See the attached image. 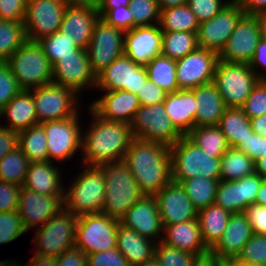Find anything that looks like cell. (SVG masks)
<instances>
[{
  "instance_id": "6da1fadb",
  "label": "cell",
  "mask_w": 266,
  "mask_h": 266,
  "mask_svg": "<svg viewBox=\"0 0 266 266\" xmlns=\"http://www.w3.org/2000/svg\"><path fill=\"white\" fill-rule=\"evenodd\" d=\"M92 122L82 133L83 166H101L122 161L134 139L129 123L109 121L99 117L90 107Z\"/></svg>"
},
{
  "instance_id": "7a4b0ae2",
  "label": "cell",
  "mask_w": 266,
  "mask_h": 266,
  "mask_svg": "<svg viewBox=\"0 0 266 266\" xmlns=\"http://www.w3.org/2000/svg\"><path fill=\"white\" fill-rule=\"evenodd\" d=\"M145 195H154L172 181L170 146L134 138L123 159Z\"/></svg>"
},
{
  "instance_id": "3957f363",
  "label": "cell",
  "mask_w": 266,
  "mask_h": 266,
  "mask_svg": "<svg viewBox=\"0 0 266 266\" xmlns=\"http://www.w3.org/2000/svg\"><path fill=\"white\" fill-rule=\"evenodd\" d=\"M99 167L105 177V200L101 213L120 220L145 194L123 160Z\"/></svg>"
},
{
  "instance_id": "277c9868",
  "label": "cell",
  "mask_w": 266,
  "mask_h": 266,
  "mask_svg": "<svg viewBox=\"0 0 266 266\" xmlns=\"http://www.w3.org/2000/svg\"><path fill=\"white\" fill-rule=\"evenodd\" d=\"M82 169L69 185L70 188L65 187L64 190L63 208L77 217L101 213L105 200V177L102 169L86 165Z\"/></svg>"
},
{
  "instance_id": "5b68a950",
  "label": "cell",
  "mask_w": 266,
  "mask_h": 266,
  "mask_svg": "<svg viewBox=\"0 0 266 266\" xmlns=\"http://www.w3.org/2000/svg\"><path fill=\"white\" fill-rule=\"evenodd\" d=\"M170 156L173 182L180 183L197 176L220 179V158L210 157L187 136L170 146Z\"/></svg>"
},
{
  "instance_id": "8992f818",
  "label": "cell",
  "mask_w": 266,
  "mask_h": 266,
  "mask_svg": "<svg viewBox=\"0 0 266 266\" xmlns=\"http://www.w3.org/2000/svg\"><path fill=\"white\" fill-rule=\"evenodd\" d=\"M12 74L23 90L40 87L53 81V68L37 41L27 40L7 60Z\"/></svg>"
},
{
  "instance_id": "52a82bcc",
  "label": "cell",
  "mask_w": 266,
  "mask_h": 266,
  "mask_svg": "<svg viewBox=\"0 0 266 266\" xmlns=\"http://www.w3.org/2000/svg\"><path fill=\"white\" fill-rule=\"evenodd\" d=\"M120 220L107 214L95 213L78 217L75 247L86 255L117 248Z\"/></svg>"
},
{
  "instance_id": "ba28073f",
  "label": "cell",
  "mask_w": 266,
  "mask_h": 266,
  "mask_svg": "<svg viewBox=\"0 0 266 266\" xmlns=\"http://www.w3.org/2000/svg\"><path fill=\"white\" fill-rule=\"evenodd\" d=\"M258 81L249 64L217 62L213 82L227 107L240 108Z\"/></svg>"
},
{
  "instance_id": "9c48e42d",
  "label": "cell",
  "mask_w": 266,
  "mask_h": 266,
  "mask_svg": "<svg viewBox=\"0 0 266 266\" xmlns=\"http://www.w3.org/2000/svg\"><path fill=\"white\" fill-rule=\"evenodd\" d=\"M78 217L61 209L45 224L35 229L33 244L36 254L58 257L66 250L75 247V233Z\"/></svg>"
},
{
  "instance_id": "30bf717a",
  "label": "cell",
  "mask_w": 266,
  "mask_h": 266,
  "mask_svg": "<svg viewBox=\"0 0 266 266\" xmlns=\"http://www.w3.org/2000/svg\"><path fill=\"white\" fill-rule=\"evenodd\" d=\"M29 91L34 99L38 124L74 117L80 110L79 94L72 88L52 82Z\"/></svg>"
},
{
  "instance_id": "8fae6325",
  "label": "cell",
  "mask_w": 266,
  "mask_h": 266,
  "mask_svg": "<svg viewBox=\"0 0 266 266\" xmlns=\"http://www.w3.org/2000/svg\"><path fill=\"white\" fill-rule=\"evenodd\" d=\"M132 135L136 139L174 145L182 135L172 125L164 103L140 105L130 123Z\"/></svg>"
},
{
  "instance_id": "7c38bea8",
  "label": "cell",
  "mask_w": 266,
  "mask_h": 266,
  "mask_svg": "<svg viewBox=\"0 0 266 266\" xmlns=\"http://www.w3.org/2000/svg\"><path fill=\"white\" fill-rule=\"evenodd\" d=\"M79 113L74 117L40 123L47 139L49 161H68L82 150V133Z\"/></svg>"
},
{
  "instance_id": "4fadbf2b",
  "label": "cell",
  "mask_w": 266,
  "mask_h": 266,
  "mask_svg": "<svg viewBox=\"0 0 266 266\" xmlns=\"http://www.w3.org/2000/svg\"><path fill=\"white\" fill-rule=\"evenodd\" d=\"M124 34V31L106 24L100 18L96 22L86 49L91 69L96 76L124 55Z\"/></svg>"
},
{
  "instance_id": "5bb4252c",
  "label": "cell",
  "mask_w": 266,
  "mask_h": 266,
  "mask_svg": "<svg viewBox=\"0 0 266 266\" xmlns=\"http://www.w3.org/2000/svg\"><path fill=\"white\" fill-rule=\"evenodd\" d=\"M244 14L238 1H230L210 20L199 24L197 31L198 47L219 54Z\"/></svg>"
},
{
  "instance_id": "9a60e30c",
  "label": "cell",
  "mask_w": 266,
  "mask_h": 266,
  "mask_svg": "<svg viewBox=\"0 0 266 266\" xmlns=\"http://www.w3.org/2000/svg\"><path fill=\"white\" fill-rule=\"evenodd\" d=\"M66 8L62 0H28L23 21L27 40L38 41L59 31Z\"/></svg>"
},
{
  "instance_id": "2e32d148",
  "label": "cell",
  "mask_w": 266,
  "mask_h": 266,
  "mask_svg": "<svg viewBox=\"0 0 266 266\" xmlns=\"http://www.w3.org/2000/svg\"><path fill=\"white\" fill-rule=\"evenodd\" d=\"M147 78L145 66L122 55L96 76L95 90H125L136 95Z\"/></svg>"
},
{
  "instance_id": "e0dca14e",
  "label": "cell",
  "mask_w": 266,
  "mask_h": 266,
  "mask_svg": "<svg viewBox=\"0 0 266 266\" xmlns=\"http://www.w3.org/2000/svg\"><path fill=\"white\" fill-rule=\"evenodd\" d=\"M219 55L209 49L197 48L176 60V80L179 90L194 89L214 80Z\"/></svg>"
},
{
  "instance_id": "ac0fdd59",
  "label": "cell",
  "mask_w": 266,
  "mask_h": 266,
  "mask_svg": "<svg viewBox=\"0 0 266 266\" xmlns=\"http://www.w3.org/2000/svg\"><path fill=\"white\" fill-rule=\"evenodd\" d=\"M261 34L255 15L244 14L238 21L225 47L218 54L219 60L249 64Z\"/></svg>"
},
{
  "instance_id": "d6986e66",
  "label": "cell",
  "mask_w": 266,
  "mask_h": 266,
  "mask_svg": "<svg viewBox=\"0 0 266 266\" xmlns=\"http://www.w3.org/2000/svg\"><path fill=\"white\" fill-rule=\"evenodd\" d=\"M64 196H49L20 189L17 212L26 231L39 228L63 209Z\"/></svg>"
},
{
  "instance_id": "ffe728a7",
  "label": "cell",
  "mask_w": 266,
  "mask_h": 266,
  "mask_svg": "<svg viewBox=\"0 0 266 266\" xmlns=\"http://www.w3.org/2000/svg\"><path fill=\"white\" fill-rule=\"evenodd\" d=\"M53 83L74 89L78 94L96 85V75L91 69L87 50L74 56L58 58L52 65Z\"/></svg>"
},
{
  "instance_id": "44dd1931",
  "label": "cell",
  "mask_w": 266,
  "mask_h": 266,
  "mask_svg": "<svg viewBox=\"0 0 266 266\" xmlns=\"http://www.w3.org/2000/svg\"><path fill=\"white\" fill-rule=\"evenodd\" d=\"M120 224L157 243L161 241L164 226L154 195L138 200L120 219Z\"/></svg>"
},
{
  "instance_id": "7402d4cb",
  "label": "cell",
  "mask_w": 266,
  "mask_h": 266,
  "mask_svg": "<svg viewBox=\"0 0 266 266\" xmlns=\"http://www.w3.org/2000/svg\"><path fill=\"white\" fill-rule=\"evenodd\" d=\"M162 33L159 24L134 27L124 34V55L136 64L147 66L162 51Z\"/></svg>"
},
{
  "instance_id": "603a6c76",
  "label": "cell",
  "mask_w": 266,
  "mask_h": 266,
  "mask_svg": "<svg viewBox=\"0 0 266 266\" xmlns=\"http://www.w3.org/2000/svg\"><path fill=\"white\" fill-rule=\"evenodd\" d=\"M154 197L163 226L197 218V211L180 183L171 181L154 194Z\"/></svg>"
},
{
  "instance_id": "cb8c5ba5",
  "label": "cell",
  "mask_w": 266,
  "mask_h": 266,
  "mask_svg": "<svg viewBox=\"0 0 266 266\" xmlns=\"http://www.w3.org/2000/svg\"><path fill=\"white\" fill-rule=\"evenodd\" d=\"M99 18L97 7L67 6L59 31L77 47L86 50Z\"/></svg>"
},
{
  "instance_id": "d4e9b609",
  "label": "cell",
  "mask_w": 266,
  "mask_h": 266,
  "mask_svg": "<svg viewBox=\"0 0 266 266\" xmlns=\"http://www.w3.org/2000/svg\"><path fill=\"white\" fill-rule=\"evenodd\" d=\"M105 94L90 103L89 107L101 118L131 123L140 108L138 96L125 90L104 91Z\"/></svg>"
},
{
  "instance_id": "484cf974",
  "label": "cell",
  "mask_w": 266,
  "mask_h": 266,
  "mask_svg": "<svg viewBox=\"0 0 266 266\" xmlns=\"http://www.w3.org/2000/svg\"><path fill=\"white\" fill-rule=\"evenodd\" d=\"M161 242L197 256L210 252L203 242L198 218L173 225H165Z\"/></svg>"
},
{
  "instance_id": "4316f807",
  "label": "cell",
  "mask_w": 266,
  "mask_h": 266,
  "mask_svg": "<svg viewBox=\"0 0 266 266\" xmlns=\"http://www.w3.org/2000/svg\"><path fill=\"white\" fill-rule=\"evenodd\" d=\"M252 235L253 231L246 215L243 212L231 214L222 237L210 252L219 258L234 259Z\"/></svg>"
},
{
  "instance_id": "83f0119b",
  "label": "cell",
  "mask_w": 266,
  "mask_h": 266,
  "mask_svg": "<svg viewBox=\"0 0 266 266\" xmlns=\"http://www.w3.org/2000/svg\"><path fill=\"white\" fill-rule=\"evenodd\" d=\"M53 162H30L23 187L36 193L49 196H64L65 185L62 184L59 166ZM61 169V170H60Z\"/></svg>"
},
{
  "instance_id": "f1b7e54d",
  "label": "cell",
  "mask_w": 266,
  "mask_h": 266,
  "mask_svg": "<svg viewBox=\"0 0 266 266\" xmlns=\"http://www.w3.org/2000/svg\"><path fill=\"white\" fill-rule=\"evenodd\" d=\"M163 103L172 125L182 136H186L195 127L194 91L185 89L167 94Z\"/></svg>"
},
{
  "instance_id": "f546056e",
  "label": "cell",
  "mask_w": 266,
  "mask_h": 266,
  "mask_svg": "<svg viewBox=\"0 0 266 266\" xmlns=\"http://www.w3.org/2000/svg\"><path fill=\"white\" fill-rule=\"evenodd\" d=\"M196 100L195 126H215L228 108L214 82L200 85L194 89Z\"/></svg>"
},
{
  "instance_id": "4dcf8cb0",
  "label": "cell",
  "mask_w": 266,
  "mask_h": 266,
  "mask_svg": "<svg viewBox=\"0 0 266 266\" xmlns=\"http://www.w3.org/2000/svg\"><path fill=\"white\" fill-rule=\"evenodd\" d=\"M6 118V125L12 131L21 132L38 125L36 108L32 93L22 90L0 111V120Z\"/></svg>"
},
{
  "instance_id": "1f68e13d",
  "label": "cell",
  "mask_w": 266,
  "mask_h": 266,
  "mask_svg": "<svg viewBox=\"0 0 266 266\" xmlns=\"http://www.w3.org/2000/svg\"><path fill=\"white\" fill-rule=\"evenodd\" d=\"M157 242L141 236L134 230L119 224L117 231V249L123 254L130 266L151 261L155 255Z\"/></svg>"
},
{
  "instance_id": "d6a6232c",
  "label": "cell",
  "mask_w": 266,
  "mask_h": 266,
  "mask_svg": "<svg viewBox=\"0 0 266 266\" xmlns=\"http://www.w3.org/2000/svg\"><path fill=\"white\" fill-rule=\"evenodd\" d=\"M231 214L213 203L197 212L201 235L206 247L211 250L222 237Z\"/></svg>"
},
{
  "instance_id": "836d02e7",
  "label": "cell",
  "mask_w": 266,
  "mask_h": 266,
  "mask_svg": "<svg viewBox=\"0 0 266 266\" xmlns=\"http://www.w3.org/2000/svg\"><path fill=\"white\" fill-rule=\"evenodd\" d=\"M217 126L231 148H235L241 140H244L252 132L251 120L241 108L236 107H228Z\"/></svg>"
},
{
  "instance_id": "e575fe53",
  "label": "cell",
  "mask_w": 266,
  "mask_h": 266,
  "mask_svg": "<svg viewBox=\"0 0 266 266\" xmlns=\"http://www.w3.org/2000/svg\"><path fill=\"white\" fill-rule=\"evenodd\" d=\"M194 144L213 158L221 156L230 148L220 128L215 126H195L186 135Z\"/></svg>"
},
{
  "instance_id": "d590c367",
  "label": "cell",
  "mask_w": 266,
  "mask_h": 266,
  "mask_svg": "<svg viewBox=\"0 0 266 266\" xmlns=\"http://www.w3.org/2000/svg\"><path fill=\"white\" fill-rule=\"evenodd\" d=\"M219 181L220 179L197 176L182 180L180 185L191 200L193 208L198 212L214 203Z\"/></svg>"
},
{
  "instance_id": "8d00e7d4",
  "label": "cell",
  "mask_w": 266,
  "mask_h": 266,
  "mask_svg": "<svg viewBox=\"0 0 266 266\" xmlns=\"http://www.w3.org/2000/svg\"><path fill=\"white\" fill-rule=\"evenodd\" d=\"M220 180L233 181L255 173V161L235 148H229L220 158Z\"/></svg>"
},
{
  "instance_id": "74e56055",
  "label": "cell",
  "mask_w": 266,
  "mask_h": 266,
  "mask_svg": "<svg viewBox=\"0 0 266 266\" xmlns=\"http://www.w3.org/2000/svg\"><path fill=\"white\" fill-rule=\"evenodd\" d=\"M199 22L187 4L162 9L159 26L163 32H197Z\"/></svg>"
},
{
  "instance_id": "f35d334b",
  "label": "cell",
  "mask_w": 266,
  "mask_h": 266,
  "mask_svg": "<svg viewBox=\"0 0 266 266\" xmlns=\"http://www.w3.org/2000/svg\"><path fill=\"white\" fill-rule=\"evenodd\" d=\"M148 78L167 94L179 90L176 80V60L160 54L146 66Z\"/></svg>"
},
{
  "instance_id": "ab89813d",
  "label": "cell",
  "mask_w": 266,
  "mask_h": 266,
  "mask_svg": "<svg viewBox=\"0 0 266 266\" xmlns=\"http://www.w3.org/2000/svg\"><path fill=\"white\" fill-rule=\"evenodd\" d=\"M44 128L38 124L19 132V147L30 162L49 161Z\"/></svg>"
},
{
  "instance_id": "60d3db41",
  "label": "cell",
  "mask_w": 266,
  "mask_h": 266,
  "mask_svg": "<svg viewBox=\"0 0 266 266\" xmlns=\"http://www.w3.org/2000/svg\"><path fill=\"white\" fill-rule=\"evenodd\" d=\"M198 48L197 32H163L161 54L180 59Z\"/></svg>"
},
{
  "instance_id": "b9f144b4",
  "label": "cell",
  "mask_w": 266,
  "mask_h": 266,
  "mask_svg": "<svg viewBox=\"0 0 266 266\" xmlns=\"http://www.w3.org/2000/svg\"><path fill=\"white\" fill-rule=\"evenodd\" d=\"M29 159L20 147L10 151L0 160V181L23 186Z\"/></svg>"
},
{
  "instance_id": "7bdbcfd3",
  "label": "cell",
  "mask_w": 266,
  "mask_h": 266,
  "mask_svg": "<svg viewBox=\"0 0 266 266\" xmlns=\"http://www.w3.org/2000/svg\"><path fill=\"white\" fill-rule=\"evenodd\" d=\"M26 41L24 22L0 19V62H7Z\"/></svg>"
},
{
  "instance_id": "ee69618b",
  "label": "cell",
  "mask_w": 266,
  "mask_h": 266,
  "mask_svg": "<svg viewBox=\"0 0 266 266\" xmlns=\"http://www.w3.org/2000/svg\"><path fill=\"white\" fill-rule=\"evenodd\" d=\"M37 42L42 47L44 54L52 65L58 58L74 56V54H78L83 50L77 47L65 36V33H62L61 31L45 36Z\"/></svg>"
},
{
  "instance_id": "f6af8a7d",
  "label": "cell",
  "mask_w": 266,
  "mask_h": 266,
  "mask_svg": "<svg viewBox=\"0 0 266 266\" xmlns=\"http://www.w3.org/2000/svg\"><path fill=\"white\" fill-rule=\"evenodd\" d=\"M214 203L221 206L230 214L242 213L247 207L243 202L241 185L237 180H220Z\"/></svg>"
},
{
  "instance_id": "bcb514c9",
  "label": "cell",
  "mask_w": 266,
  "mask_h": 266,
  "mask_svg": "<svg viewBox=\"0 0 266 266\" xmlns=\"http://www.w3.org/2000/svg\"><path fill=\"white\" fill-rule=\"evenodd\" d=\"M129 9L133 14L134 27L159 24L161 10L158 0H130Z\"/></svg>"
},
{
  "instance_id": "7dc6e473",
  "label": "cell",
  "mask_w": 266,
  "mask_h": 266,
  "mask_svg": "<svg viewBox=\"0 0 266 266\" xmlns=\"http://www.w3.org/2000/svg\"><path fill=\"white\" fill-rule=\"evenodd\" d=\"M197 255L182 251L159 241L155 248V260L160 266H192Z\"/></svg>"
},
{
  "instance_id": "c3c4849f",
  "label": "cell",
  "mask_w": 266,
  "mask_h": 266,
  "mask_svg": "<svg viewBox=\"0 0 266 266\" xmlns=\"http://www.w3.org/2000/svg\"><path fill=\"white\" fill-rule=\"evenodd\" d=\"M236 258L240 262L266 266V236L253 234Z\"/></svg>"
},
{
  "instance_id": "681fc988",
  "label": "cell",
  "mask_w": 266,
  "mask_h": 266,
  "mask_svg": "<svg viewBox=\"0 0 266 266\" xmlns=\"http://www.w3.org/2000/svg\"><path fill=\"white\" fill-rule=\"evenodd\" d=\"M27 231L23 227L19 213L16 211L0 212V244H7Z\"/></svg>"
},
{
  "instance_id": "f907efd6",
  "label": "cell",
  "mask_w": 266,
  "mask_h": 266,
  "mask_svg": "<svg viewBox=\"0 0 266 266\" xmlns=\"http://www.w3.org/2000/svg\"><path fill=\"white\" fill-rule=\"evenodd\" d=\"M249 119L266 114V81L259 80L246 102L240 107Z\"/></svg>"
},
{
  "instance_id": "816d5d0a",
  "label": "cell",
  "mask_w": 266,
  "mask_h": 266,
  "mask_svg": "<svg viewBox=\"0 0 266 266\" xmlns=\"http://www.w3.org/2000/svg\"><path fill=\"white\" fill-rule=\"evenodd\" d=\"M22 90L8 63L0 62V111Z\"/></svg>"
},
{
  "instance_id": "f5cc1de1",
  "label": "cell",
  "mask_w": 266,
  "mask_h": 266,
  "mask_svg": "<svg viewBox=\"0 0 266 266\" xmlns=\"http://www.w3.org/2000/svg\"><path fill=\"white\" fill-rule=\"evenodd\" d=\"M230 0H188L187 5L196 15L199 23L210 20L219 13Z\"/></svg>"
},
{
  "instance_id": "db71d44e",
  "label": "cell",
  "mask_w": 266,
  "mask_h": 266,
  "mask_svg": "<svg viewBox=\"0 0 266 266\" xmlns=\"http://www.w3.org/2000/svg\"><path fill=\"white\" fill-rule=\"evenodd\" d=\"M106 24L124 32L134 28L133 14L129 6H121L108 10L101 18Z\"/></svg>"
},
{
  "instance_id": "11a10c76",
  "label": "cell",
  "mask_w": 266,
  "mask_h": 266,
  "mask_svg": "<svg viewBox=\"0 0 266 266\" xmlns=\"http://www.w3.org/2000/svg\"><path fill=\"white\" fill-rule=\"evenodd\" d=\"M235 149L245 153L255 161L260 157L266 156V137H261L252 131L248 137L236 145Z\"/></svg>"
},
{
  "instance_id": "9f6ffc18",
  "label": "cell",
  "mask_w": 266,
  "mask_h": 266,
  "mask_svg": "<svg viewBox=\"0 0 266 266\" xmlns=\"http://www.w3.org/2000/svg\"><path fill=\"white\" fill-rule=\"evenodd\" d=\"M87 266H130L123 254L117 249L87 255Z\"/></svg>"
},
{
  "instance_id": "6f0895ef",
  "label": "cell",
  "mask_w": 266,
  "mask_h": 266,
  "mask_svg": "<svg viewBox=\"0 0 266 266\" xmlns=\"http://www.w3.org/2000/svg\"><path fill=\"white\" fill-rule=\"evenodd\" d=\"M21 186L0 181V212L16 211Z\"/></svg>"
},
{
  "instance_id": "680465c9",
  "label": "cell",
  "mask_w": 266,
  "mask_h": 266,
  "mask_svg": "<svg viewBox=\"0 0 266 266\" xmlns=\"http://www.w3.org/2000/svg\"><path fill=\"white\" fill-rule=\"evenodd\" d=\"M28 0H0V19L23 22Z\"/></svg>"
},
{
  "instance_id": "91938a15",
  "label": "cell",
  "mask_w": 266,
  "mask_h": 266,
  "mask_svg": "<svg viewBox=\"0 0 266 266\" xmlns=\"http://www.w3.org/2000/svg\"><path fill=\"white\" fill-rule=\"evenodd\" d=\"M243 213L251 225L253 234L266 236V206L254 203L247 206Z\"/></svg>"
},
{
  "instance_id": "94428289",
  "label": "cell",
  "mask_w": 266,
  "mask_h": 266,
  "mask_svg": "<svg viewBox=\"0 0 266 266\" xmlns=\"http://www.w3.org/2000/svg\"><path fill=\"white\" fill-rule=\"evenodd\" d=\"M138 96L140 105H155L163 103L167 93L149 78L143 82V86L136 94Z\"/></svg>"
},
{
  "instance_id": "6125c7cd",
  "label": "cell",
  "mask_w": 266,
  "mask_h": 266,
  "mask_svg": "<svg viewBox=\"0 0 266 266\" xmlns=\"http://www.w3.org/2000/svg\"><path fill=\"white\" fill-rule=\"evenodd\" d=\"M263 179V177L259 176L257 173H254L237 180L241 185L243 202L247 206H250L256 202L257 193L261 187Z\"/></svg>"
},
{
  "instance_id": "be15d7a7",
  "label": "cell",
  "mask_w": 266,
  "mask_h": 266,
  "mask_svg": "<svg viewBox=\"0 0 266 266\" xmlns=\"http://www.w3.org/2000/svg\"><path fill=\"white\" fill-rule=\"evenodd\" d=\"M249 67L255 72L259 80H266V39L261 38L259 40ZM259 68L260 70L265 69V71H260Z\"/></svg>"
},
{
  "instance_id": "e7e4bbea",
  "label": "cell",
  "mask_w": 266,
  "mask_h": 266,
  "mask_svg": "<svg viewBox=\"0 0 266 266\" xmlns=\"http://www.w3.org/2000/svg\"><path fill=\"white\" fill-rule=\"evenodd\" d=\"M19 147V133L0 124V160Z\"/></svg>"
},
{
  "instance_id": "03108f58",
  "label": "cell",
  "mask_w": 266,
  "mask_h": 266,
  "mask_svg": "<svg viewBox=\"0 0 266 266\" xmlns=\"http://www.w3.org/2000/svg\"><path fill=\"white\" fill-rule=\"evenodd\" d=\"M57 266H87V255L73 247L56 257Z\"/></svg>"
},
{
  "instance_id": "003e7915",
  "label": "cell",
  "mask_w": 266,
  "mask_h": 266,
  "mask_svg": "<svg viewBox=\"0 0 266 266\" xmlns=\"http://www.w3.org/2000/svg\"><path fill=\"white\" fill-rule=\"evenodd\" d=\"M238 2L247 15H256L266 11V0H238Z\"/></svg>"
},
{
  "instance_id": "a7ac6f4b",
  "label": "cell",
  "mask_w": 266,
  "mask_h": 266,
  "mask_svg": "<svg viewBox=\"0 0 266 266\" xmlns=\"http://www.w3.org/2000/svg\"><path fill=\"white\" fill-rule=\"evenodd\" d=\"M129 3L130 0H99L97 6L99 17L101 18L110 9L129 6Z\"/></svg>"
},
{
  "instance_id": "89a4df30",
  "label": "cell",
  "mask_w": 266,
  "mask_h": 266,
  "mask_svg": "<svg viewBox=\"0 0 266 266\" xmlns=\"http://www.w3.org/2000/svg\"><path fill=\"white\" fill-rule=\"evenodd\" d=\"M23 266H57L56 257L51 256H43L40 254H34L30 261L26 263V265L22 264Z\"/></svg>"
},
{
  "instance_id": "2644e50d",
  "label": "cell",
  "mask_w": 266,
  "mask_h": 266,
  "mask_svg": "<svg viewBox=\"0 0 266 266\" xmlns=\"http://www.w3.org/2000/svg\"><path fill=\"white\" fill-rule=\"evenodd\" d=\"M250 120L252 131L261 137H266V114Z\"/></svg>"
},
{
  "instance_id": "8c879c8a",
  "label": "cell",
  "mask_w": 266,
  "mask_h": 266,
  "mask_svg": "<svg viewBox=\"0 0 266 266\" xmlns=\"http://www.w3.org/2000/svg\"><path fill=\"white\" fill-rule=\"evenodd\" d=\"M220 258L212 254L211 252L197 256L192 266H217V261Z\"/></svg>"
},
{
  "instance_id": "753ad0ef",
  "label": "cell",
  "mask_w": 266,
  "mask_h": 266,
  "mask_svg": "<svg viewBox=\"0 0 266 266\" xmlns=\"http://www.w3.org/2000/svg\"><path fill=\"white\" fill-rule=\"evenodd\" d=\"M66 6L97 7L99 0H62Z\"/></svg>"
},
{
  "instance_id": "34e18365",
  "label": "cell",
  "mask_w": 266,
  "mask_h": 266,
  "mask_svg": "<svg viewBox=\"0 0 266 266\" xmlns=\"http://www.w3.org/2000/svg\"><path fill=\"white\" fill-rule=\"evenodd\" d=\"M261 34V38L266 39V11L260 12L255 15Z\"/></svg>"
},
{
  "instance_id": "11e5206c",
  "label": "cell",
  "mask_w": 266,
  "mask_h": 266,
  "mask_svg": "<svg viewBox=\"0 0 266 266\" xmlns=\"http://www.w3.org/2000/svg\"><path fill=\"white\" fill-rule=\"evenodd\" d=\"M188 0H158L160 10L187 4Z\"/></svg>"
},
{
  "instance_id": "2a66077c",
  "label": "cell",
  "mask_w": 266,
  "mask_h": 266,
  "mask_svg": "<svg viewBox=\"0 0 266 266\" xmlns=\"http://www.w3.org/2000/svg\"><path fill=\"white\" fill-rule=\"evenodd\" d=\"M255 173L263 178H266V156L255 160Z\"/></svg>"
},
{
  "instance_id": "b9fcfbb0",
  "label": "cell",
  "mask_w": 266,
  "mask_h": 266,
  "mask_svg": "<svg viewBox=\"0 0 266 266\" xmlns=\"http://www.w3.org/2000/svg\"><path fill=\"white\" fill-rule=\"evenodd\" d=\"M255 203L266 206V178H264L261 183Z\"/></svg>"
},
{
  "instance_id": "09005b40",
  "label": "cell",
  "mask_w": 266,
  "mask_h": 266,
  "mask_svg": "<svg viewBox=\"0 0 266 266\" xmlns=\"http://www.w3.org/2000/svg\"><path fill=\"white\" fill-rule=\"evenodd\" d=\"M217 266H237V258L234 259L220 258L217 261Z\"/></svg>"
},
{
  "instance_id": "979ff035",
  "label": "cell",
  "mask_w": 266,
  "mask_h": 266,
  "mask_svg": "<svg viewBox=\"0 0 266 266\" xmlns=\"http://www.w3.org/2000/svg\"><path fill=\"white\" fill-rule=\"evenodd\" d=\"M17 260H10V259H5V260H0V266H20L19 264L16 263Z\"/></svg>"
},
{
  "instance_id": "deb4b68c",
  "label": "cell",
  "mask_w": 266,
  "mask_h": 266,
  "mask_svg": "<svg viewBox=\"0 0 266 266\" xmlns=\"http://www.w3.org/2000/svg\"><path fill=\"white\" fill-rule=\"evenodd\" d=\"M137 266H160L159 263L153 258L151 261L145 262L144 264Z\"/></svg>"
},
{
  "instance_id": "67dfc351",
  "label": "cell",
  "mask_w": 266,
  "mask_h": 266,
  "mask_svg": "<svg viewBox=\"0 0 266 266\" xmlns=\"http://www.w3.org/2000/svg\"><path fill=\"white\" fill-rule=\"evenodd\" d=\"M237 266H257V265H254V264H251V263H246V262H240L237 259Z\"/></svg>"
}]
</instances>
